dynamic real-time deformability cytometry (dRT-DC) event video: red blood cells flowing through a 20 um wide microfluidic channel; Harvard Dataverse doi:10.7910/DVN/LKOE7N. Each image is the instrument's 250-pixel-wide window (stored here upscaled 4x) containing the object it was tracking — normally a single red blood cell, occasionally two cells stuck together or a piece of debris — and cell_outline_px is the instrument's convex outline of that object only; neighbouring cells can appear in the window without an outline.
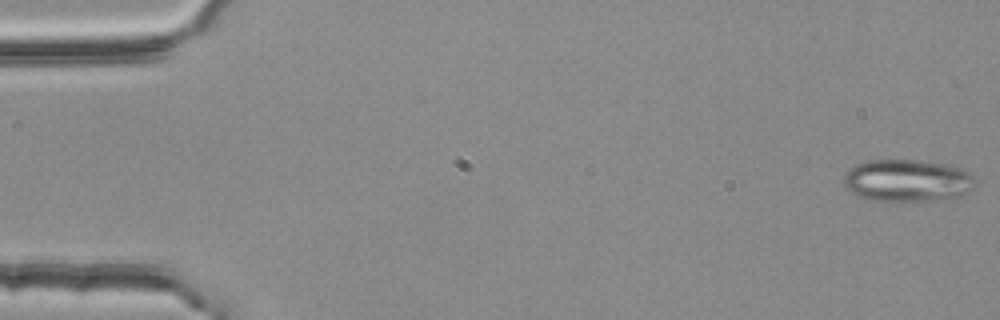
{"species": "common noctule bat (a hibernating species)", "species_latin": "Nyctalus noctula", "temperature_condition": "room temperature", "stored_images_in_passage": 54, "camera_frame_rate_fps": 3000, "um_per_image_px": 0.085, "animal": {"sex": "female", "body_mass_g": 25.1}, "frame": {"image": 1, "passage_image": 1, "time_ms": 0.0, "image_size_px": [1000, 320], "cell_outline_px": [[976, 184], [968, 192], [960, 196], [948, 200], [868, 200], [856, 196], [844, 184], [844, 172], [856, 164], [868, 160], [916, 160], [948, 164], [960, 168], [968, 172], [976, 180]], "centroid_in_image_um": [77.13, 15.34], "position_along_channel_um": 7.9, "area_um2": 32.54}}
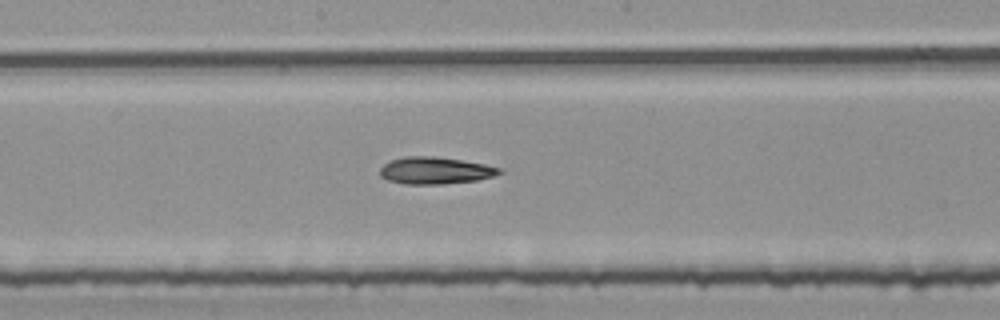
{"frame": {"image": 2, "passage_image": 29, "time_ms": 9.333, "image_size_px": [1000, 320], "cell_outline_px": [[504, 172], [492, 176], [476, 180], [444, 184], [404, 184], [388, 180], [380, 176], [380, 168], [384, 164], [392, 160], [404, 156], [432, 156], [460, 160], [484, 164], [500, 168]], "centroid_in_image_um": [36.97, 14.5], "position_along_channel_um": 211.2, "area_um2": 18.67}}
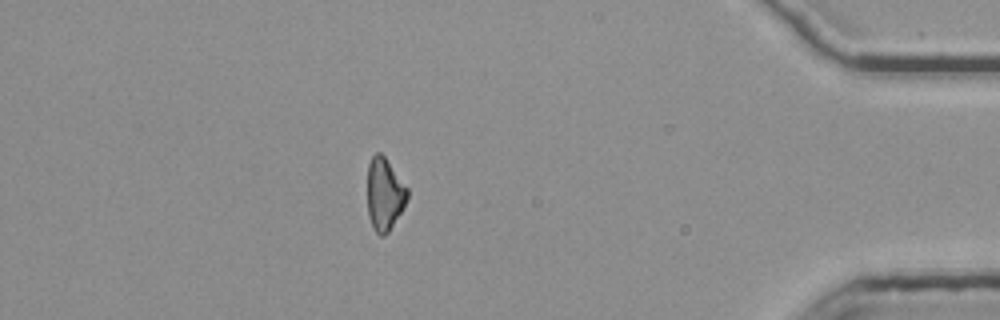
{"frame": {"image": 3, "passage_image": 48, "time_ms": 15.667, "image_size_px": [1000, 320], "cell_outline_px": [[408, 200], [404, 208], [388, 232], [384, 236], [380, 236], [372, 228], [368, 216], [368, 164], [372, 156], [376, 152], [380, 152], [384, 156], [408, 188]], "centroid_in_image_um": [32.69, 16.53], "position_along_channel_um": 402.5, "area_um2": 16.99}}